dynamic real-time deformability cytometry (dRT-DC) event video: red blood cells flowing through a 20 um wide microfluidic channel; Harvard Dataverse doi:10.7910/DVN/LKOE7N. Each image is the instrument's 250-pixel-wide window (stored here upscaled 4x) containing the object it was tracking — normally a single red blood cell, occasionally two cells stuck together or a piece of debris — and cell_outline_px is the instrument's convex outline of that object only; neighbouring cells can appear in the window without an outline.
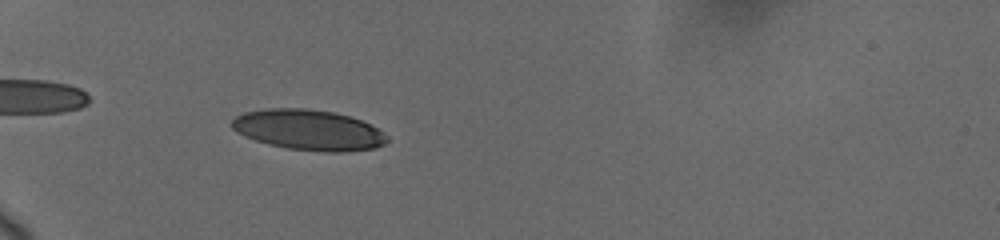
{"species": "human", "species_latin": "Homo sapiens", "temperature_condition": "cold", "stored_images_in_passage": 59, "camera_frame_rate_fps": 3000, "um_per_image_px": 0.085, "donor": {"sex": "female"}, "frame": {"image": 1, "passage_image": 29, "time_ms": 6.667, "image_size_px": [1000, 240], "cell_outline_px": [[388, 140], [384, 144], [372, 148], [344, 152], [328, 152], [288, 148], [268, 144], [244, 136], [236, 132], [228, 124], [236, 116], [244, 112], [264, 108], [308, 108], [332, 112], [348, 116], [360, 120], [384, 132]], "centroid_in_image_um": [26.17, 11.03], "position_along_channel_um": 58.8, "area_um2": 36.53}}
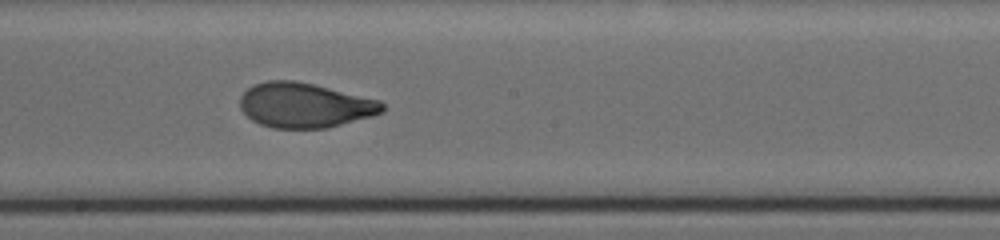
{"frame": {"image": 2, "passage_image": 47, "time_ms": 11.667, "image_size_px": [1000, 240], "cell_outline_px": [[384, 112], [372, 116], [328, 128], [272, 128], [260, 124], [252, 120], [240, 108], [240, 96], [248, 88], [256, 84], [268, 80], [292, 80], [312, 84], [380, 100], [384, 104]], "centroid_in_image_um": [25.91, 8.95], "position_along_channel_um": 222.3, "area_um2": 37.05}}
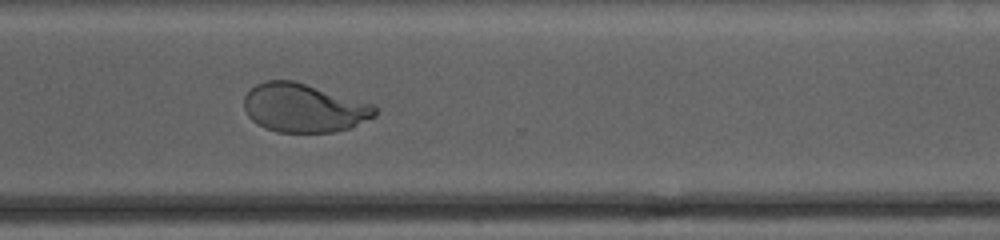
{"frame": {"image": 3, "passage_image": 58, "time_ms": 15.0, "image_size_px": [1000, 240], "cell_outline_px": [[380, 108], [376, 116], [352, 128], [332, 132], [276, 132], [264, 128], [252, 120], [248, 116], [244, 108], [244, 96], [256, 84], [264, 80], [292, 80], [376, 104]], "centroid_in_image_um": [25.88, 9.18], "position_along_channel_um": 344.7, "area_um2": 37.63}}